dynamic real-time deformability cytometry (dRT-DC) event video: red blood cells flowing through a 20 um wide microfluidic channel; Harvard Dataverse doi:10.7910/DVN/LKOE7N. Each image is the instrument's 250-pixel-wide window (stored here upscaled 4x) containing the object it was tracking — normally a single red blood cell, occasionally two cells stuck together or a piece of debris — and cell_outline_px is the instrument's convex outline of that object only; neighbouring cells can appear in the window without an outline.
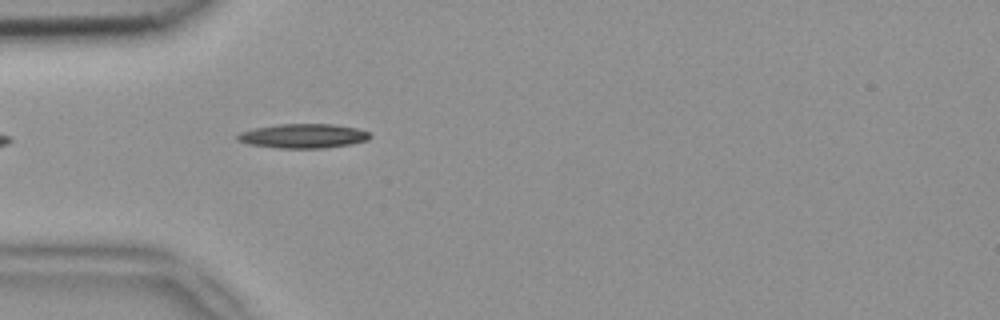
{"species": "common noctule bat (a hibernating species)", "species_latin": "Nyctalus noctula", "temperature_condition": "room temperature", "stored_images_in_passage": 7, "camera_frame_rate_fps": 3000, "um_per_image_px": 0.085, "animal": {"sex": "female", "body_mass_g": 18.4}, "frame": {"image": 1, "passage_image": 1, "time_ms": 0.0, "image_size_px": [1000, 320], "cell_outline_px": [[372, 136], [368, 140], [348, 144], [324, 148], [280, 148], [248, 144], [236, 140], [236, 136], [240, 132], [256, 128], [280, 124], [332, 124], [356, 128], [368, 132]], "centroid_in_image_um": [25.76, 11.56], "position_along_channel_um": 59.2, "area_um2": 18.61}}